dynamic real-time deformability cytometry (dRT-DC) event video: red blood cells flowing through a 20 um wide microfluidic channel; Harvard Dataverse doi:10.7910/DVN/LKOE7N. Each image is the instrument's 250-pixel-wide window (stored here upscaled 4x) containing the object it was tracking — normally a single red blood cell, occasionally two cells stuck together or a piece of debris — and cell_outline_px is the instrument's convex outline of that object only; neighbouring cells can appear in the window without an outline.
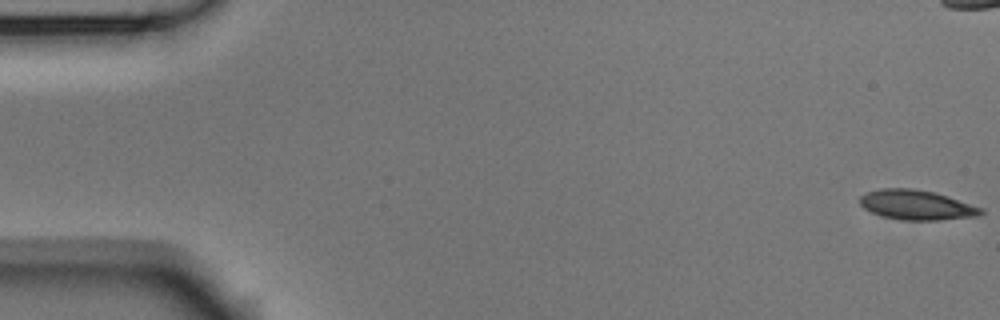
{"species": "Egyptian fruit bat (a non-hibernating species)", "species_latin": "Rousettus aegyptiacus", "temperature_condition": "room temperature", "stored_images_in_passage": 55, "camera_frame_rate_fps": 3000, "um_per_image_px": 0.085, "animal": {"sex": "male"}, "frame": {"image": 1, "passage_image": 1, "time_ms": 0.0, "image_size_px": [1000, 320], "cell_outline_px": [[984, 212], [976, 216], [936, 220], [900, 220], [884, 216], [872, 212], [864, 208], [860, 204], [860, 196], [864, 192], [880, 188], [912, 188], [932, 192], [948, 196], [984, 208]], "centroid_in_image_um": [77.89, 17.41], "position_along_channel_um": 7.1, "area_um2": 20.98}}
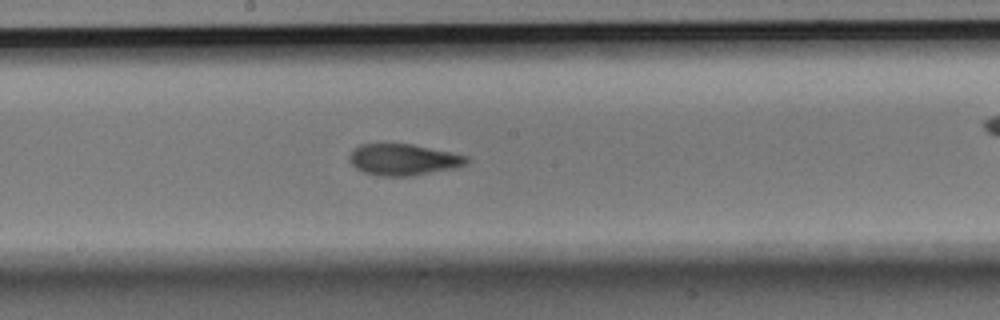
{"frame": {"image": 2, "passage_image": 29, "time_ms": 9.333, "image_size_px": [1000, 320], "cell_outline_px": [[472, 160], [468, 164], [456, 168], [412, 176], [380, 176], [364, 172], [356, 168], [352, 164], [348, 156], [360, 144], [412, 144], [468, 156]], "centroid_in_image_um": [34.34, 13.58], "position_along_channel_um": 213.9, "area_um2": 21.44}}
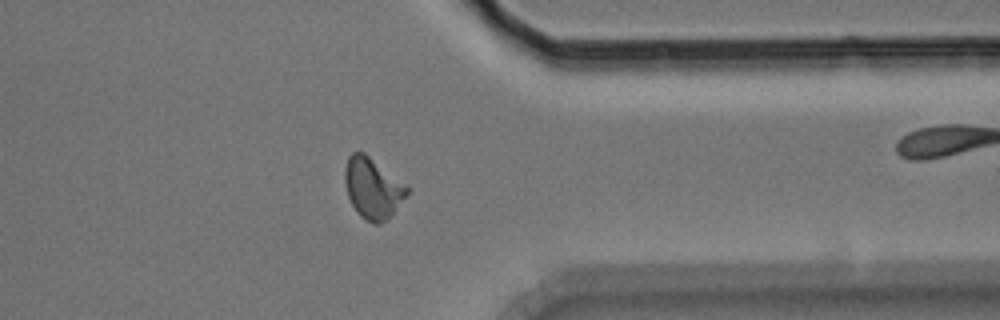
{"frame": {"image": 3, "passage_image": 43, "time_ms": 14.0, "image_size_px": [1000, 320], "cell_outline_px": [[408, 196], [380, 224], [372, 224], [364, 220], [356, 212], [348, 196], [344, 180], [344, 168], [348, 156], [352, 152], [364, 152], [408, 188]], "centroid_in_image_um": [31.63, 16.0], "position_along_channel_um": 379.8, "area_um2": 21.62}, "authors_computed_cell_mechanics": {"area_um2": 20.9814, "velocity_mm_per_s": 3.7172, "shape_relaxation_time_tau1_ms": 9.4827, "shape_relaxation_time_tau2_ms": 2.4339, "deformation_change_tau1": 0.2083, "deformation_change_tau2": 0.0659}}